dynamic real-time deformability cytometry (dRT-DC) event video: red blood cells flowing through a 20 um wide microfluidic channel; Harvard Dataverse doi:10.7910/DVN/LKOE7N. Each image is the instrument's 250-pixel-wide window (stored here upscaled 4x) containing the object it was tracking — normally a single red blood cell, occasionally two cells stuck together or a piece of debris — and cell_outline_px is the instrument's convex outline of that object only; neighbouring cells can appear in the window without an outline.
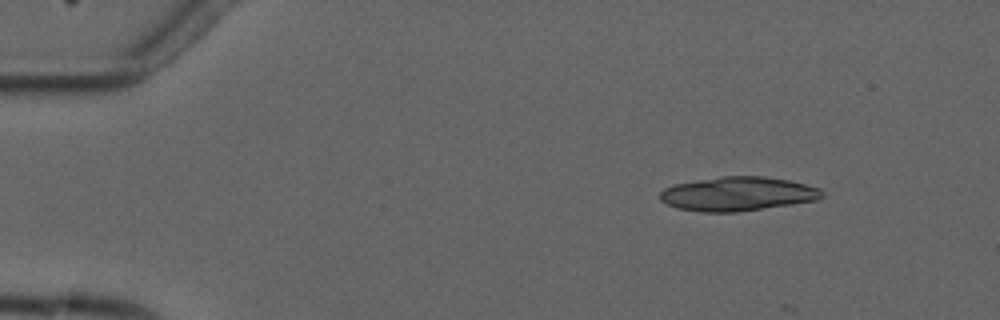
{"species": "common noctule bat (a hibernating species)", "species_latin": "Nyctalus noctula", "temperature_condition": "cold", "stored_images_in_passage": 8, "segment_of_instrument_passage": [1, 2], "camera_frame_rate_fps": 3000, "um_per_image_px": 0.085, "animal": {"sex": "male", "forearm_length_mm": 52.5}, "frame": {"image": 1, "passage_image": 2, "time_ms": 1.333, "image_size_px": [1000, 320], "cell_outline_px": [[824, 196], [816, 200], [792, 204], [740, 212], [700, 212], [676, 208], [660, 200], [660, 192], [664, 188], [676, 184], [696, 180], [720, 176], [764, 176], [788, 180], [820, 188], [824, 192]], "centroid_in_image_um": [62.7, 16.48], "position_along_channel_um": 22.3, "area_um2": 32.25}}